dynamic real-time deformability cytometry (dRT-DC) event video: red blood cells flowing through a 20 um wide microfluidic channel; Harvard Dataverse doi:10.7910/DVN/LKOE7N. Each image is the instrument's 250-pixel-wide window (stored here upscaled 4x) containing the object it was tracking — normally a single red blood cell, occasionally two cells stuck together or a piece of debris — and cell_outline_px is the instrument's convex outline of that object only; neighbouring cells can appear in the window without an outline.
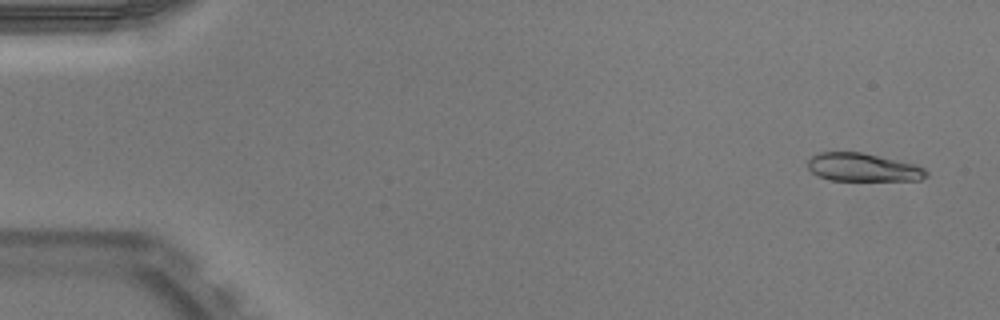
{"species": "Egyptian fruit bat (a non-hibernating species)", "species_latin": "Rousettus aegyptiacus", "temperature_condition": "warm", "stored_images_in_passage": 7, "camera_frame_rate_fps": 3000, "um_per_image_px": 0.085, "animal": {"sex": "male"}, "frame": {"image": 1, "passage_image": 3, "time_ms": 0.667, "image_size_px": [1000, 320], "cell_outline_px": [[928, 176], [920, 180], [828, 180], [812, 172], [808, 168], [808, 160], [812, 156], [820, 152], [864, 152], [916, 164], [924, 168], [928, 172]], "centroid_in_image_um": [73.38, 14.22], "position_along_channel_um": 11.6, "area_um2": 19.54}}